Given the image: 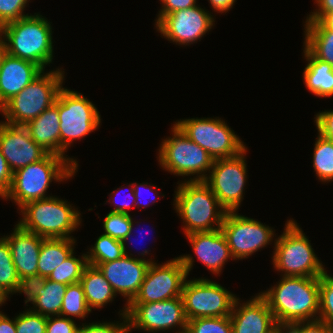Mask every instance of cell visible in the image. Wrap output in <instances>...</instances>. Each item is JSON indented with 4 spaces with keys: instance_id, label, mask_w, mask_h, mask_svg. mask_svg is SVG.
Returning <instances> with one entry per match:
<instances>
[{
    "instance_id": "1",
    "label": "cell",
    "mask_w": 333,
    "mask_h": 333,
    "mask_svg": "<svg viewBox=\"0 0 333 333\" xmlns=\"http://www.w3.org/2000/svg\"><path fill=\"white\" fill-rule=\"evenodd\" d=\"M280 277L277 284L259 292L276 322L294 324L318 320L320 277Z\"/></svg>"
},
{
    "instance_id": "2",
    "label": "cell",
    "mask_w": 333,
    "mask_h": 333,
    "mask_svg": "<svg viewBox=\"0 0 333 333\" xmlns=\"http://www.w3.org/2000/svg\"><path fill=\"white\" fill-rule=\"evenodd\" d=\"M51 23L38 12L2 26L0 38L7 53L31 61L45 70L54 58Z\"/></svg>"
},
{
    "instance_id": "3",
    "label": "cell",
    "mask_w": 333,
    "mask_h": 333,
    "mask_svg": "<svg viewBox=\"0 0 333 333\" xmlns=\"http://www.w3.org/2000/svg\"><path fill=\"white\" fill-rule=\"evenodd\" d=\"M177 184L173 206L183 221L184 234L221 229L227 210L210 187L204 181L186 179Z\"/></svg>"
},
{
    "instance_id": "4",
    "label": "cell",
    "mask_w": 333,
    "mask_h": 333,
    "mask_svg": "<svg viewBox=\"0 0 333 333\" xmlns=\"http://www.w3.org/2000/svg\"><path fill=\"white\" fill-rule=\"evenodd\" d=\"M78 170L64 157L48 153L36 161L13 173L9 191L2 198L18 205L52 197L46 193L52 182H64L74 177Z\"/></svg>"
},
{
    "instance_id": "5",
    "label": "cell",
    "mask_w": 333,
    "mask_h": 333,
    "mask_svg": "<svg viewBox=\"0 0 333 333\" xmlns=\"http://www.w3.org/2000/svg\"><path fill=\"white\" fill-rule=\"evenodd\" d=\"M72 205L57 196L31 201L19 209L17 224L43 238H74L71 233L82 226V215Z\"/></svg>"
},
{
    "instance_id": "6",
    "label": "cell",
    "mask_w": 333,
    "mask_h": 333,
    "mask_svg": "<svg viewBox=\"0 0 333 333\" xmlns=\"http://www.w3.org/2000/svg\"><path fill=\"white\" fill-rule=\"evenodd\" d=\"M292 218L285 223L284 231L275 238L272 264L280 276L320 277L325 265L317 257L308 237Z\"/></svg>"
},
{
    "instance_id": "7",
    "label": "cell",
    "mask_w": 333,
    "mask_h": 333,
    "mask_svg": "<svg viewBox=\"0 0 333 333\" xmlns=\"http://www.w3.org/2000/svg\"><path fill=\"white\" fill-rule=\"evenodd\" d=\"M56 68L45 70L22 91L3 105L4 121L14 125H27L51 107L63 88L65 71Z\"/></svg>"
},
{
    "instance_id": "8",
    "label": "cell",
    "mask_w": 333,
    "mask_h": 333,
    "mask_svg": "<svg viewBox=\"0 0 333 333\" xmlns=\"http://www.w3.org/2000/svg\"><path fill=\"white\" fill-rule=\"evenodd\" d=\"M60 118V156L66 158L76 169L77 159L65 154L76 140L99 129L101 115L96 106L82 93L63 87L58 93Z\"/></svg>"
},
{
    "instance_id": "9",
    "label": "cell",
    "mask_w": 333,
    "mask_h": 333,
    "mask_svg": "<svg viewBox=\"0 0 333 333\" xmlns=\"http://www.w3.org/2000/svg\"><path fill=\"white\" fill-rule=\"evenodd\" d=\"M171 132L172 136L163 139L158 149L160 167L175 176H193L187 181H204L212 168L213 158L189 139L175 123Z\"/></svg>"
},
{
    "instance_id": "10",
    "label": "cell",
    "mask_w": 333,
    "mask_h": 333,
    "mask_svg": "<svg viewBox=\"0 0 333 333\" xmlns=\"http://www.w3.org/2000/svg\"><path fill=\"white\" fill-rule=\"evenodd\" d=\"M193 264L192 254L180 255L162 264L151 263L138 294L130 304L160 302L180 297Z\"/></svg>"
},
{
    "instance_id": "11",
    "label": "cell",
    "mask_w": 333,
    "mask_h": 333,
    "mask_svg": "<svg viewBox=\"0 0 333 333\" xmlns=\"http://www.w3.org/2000/svg\"><path fill=\"white\" fill-rule=\"evenodd\" d=\"M179 129L193 142L216 159L232 158L248 149L227 123L219 118H186L175 121Z\"/></svg>"
},
{
    "instance_id": "12",
    "label": "cell",
    "mask_w": 333,
    "mask_h": 333,
    "mask_svg": "<svg viewBox=\"0 0 333 333\" xmlns=\"http://www.w3.org/2000/svg\"><path fill=\"white\" fill-rule=\"evenodd\" d=\"M187 279L188 277L183 284L181 297L188 320L230 316L236 294L205 277Z\"/></svg>"
},
{
    "instance_id": "13",
    "label": "cell",
    "mask_w": 333,
    "mask_h": 333,
    "mask_svg": "<svg viewBox=\"0 0 333 333\" xmlns=\"http://www.w3.org/2000/svg\"><path fill=\"white\" fill-rule=\"evenodd\" d=\"M221 230L227 240L233 260L249 258L267 245L275 243V229L238 213L228 211ZM274 239V241H273Z\"/></svg>"
},
{
    "instance_id": "14",
    "label": "cell",
    "mask_w": 333,
    "mask_h": 333,
    "mask_svg": "<svg viewBox=\"0 0 333 333\" xmlns=\"http://www.w3.org/2000/svg\"><path fill=\"white\" fill-rule=\"evenodd\" d=\"M247 149L232 158L216 159L204 180L219 203L228 211H238L247 182Z\"/></svg>"
},
{
    "instance_id": "15",
    "label": "cell",
    "mask_w": 333,
    "mask_h": 333,
    "mask_svg": "<svg viewBox=\"0 0 333 333\" xmlns=\"http://www.w3.org/2000/svg\"><path fill=\"white\" fill-rule=\"evenodd\" d=\"M126 315L130 332L138 329L148 333H158L178 327L175 333H181L187 329L188 319L181 296L160 302L129 304Z\"/></svg>"
},
{
    "instance_id": "16",
    "label": "cell",
    "mask_w": 333,
    "mask_h": 333,
    "mask_svg": "<svg viewBox=\"0 0 333 333\" xmlns=\"http://www.w3.org/2000/svg\"><path fill=\"white\" fill-rule=\"evenodd\" d=\"M212 13L200 5L177 10L165 15L157 24L156 30L170 43L189 46L201 41V38L215 26Z\"/></svg>"
},
{
    "instance_id": "17",
    "label": "cell",
    "mask_w": 333,
    "mask_h": 333,
    "mask_svg": "<svg viewBox=\"0 0 333 333\" xmlns=\"http://www.w3.org/2000/svg\"><path fill=\"white\" fill-rule=\"evenodd\" d=\"M0 149L11 171L43 159L48 152L35 143L26 126L0 121Z\"/></svg>"
},
{
    "instance_id": "18",
    "label": "cell",
    "mask_w": 333,
    "mask_h": 333,
    "mask_svg": "<svg viewBox=\"0 0 333 333\" xmlns=\"http://www.w3.org/2000/svg\"><path fill=\"white\" fill-rule=\"evenodd\" d=\"M149 265L147 261L124 255L114 261L98 264L97 267L115 294L125 298V306H128L138 294Z\"/></svg>"
},
{
    "instance_id": "19",
    "label": "cell",
    "mask_w": 333,
    "mask_h": 333,
    "mask_svg": "<svg viewBox=\"0 0 333 333\" xmlns=\"http://www.w3.org/2000/svg\"><path fill=\"white\" fill-rule=\"evenodd\" d=\"M242 302L237 297L230 314L233 333H272L277 322L266 300L257 293Z\"/></svg>"
},
{
    "instance_id": "20",
    "label": "cell",
    "mask_w": 333,
    "mask_h": 333,
    "mask_svg": "<svg viewBox=\"0 0 333 333\" xmlns=\"http://www.w3.org/2000/svg\"><path fill=\"white\" fill-rule=\"evenodd\" d=\"M185 236L191 243L192 250L198 261H201L213 274H221L225 263L230 259L233 260L227 240L221 229L193 232Z\"/></svg>"
},
{
    "instance_id": "21",
    "label": "cell",
    "mask_w": 333,
    "mask_h": 333,
    "mask_svg": "<svg viewBox=\"0 0 333 333\" xmlns=\"http://www.w3.org/2000/svg\"><path fill=\"white\" fill-rule=\"evenodd\" d=\"M8 244L18 278L38 273V260L43 237L15 225L10 235L3 236Z\"/></svg>"
},
{
    "instance_id": "22",
    "label": "cell",
    "mask_w": 333,
    "mask_h": 333,
    "mask_svg": "<svg viewBox=\"0 0 333 333\" xmlns=\"http://www.w3.org/2000/svg\"><path fill=\"white\" fill-rule=\"evenodd\" d=\"M43 71L31 61L6 53L0 67V102L4 105Z\"/></svg>"
},
{
    "instance_id": "23",
    "label": "cell",
    "mask_w": 333,
    "mask_h": 333,
    "mask_svg": "<svg viewBox=\"0 0 333 333\" xmlns=\"http://www.w3.org/2000/svg\"><path fill=\"white\" fill-rule=\"evenodd\" d=\"M32 140L50 154L60 156V118L58 97L55 103L25 125Z\"/></svg>"
},
{
    "instance_id": "24",
    "label": "cell",
    "mask_w": 333,
    "mask_h": 333,
    "mask_svg": "<svg viewBox=\"0 0 333 333\" xmlns=\"http://www.w3.org/2000/svg\"><path fill=\"white\" fill-rule=\"evenodd\" d=\"M303 56L306 59V67L303 72V83L308 91L318 97L333 96V67L320 59H317L304 45Z\"/></svg>"
},
{
    "instance_id": "25",
    "label": "cell",
    "mask_w": 333,
    "mask_h": 333,
    "mask_svg": "<svg viewBox=\"0 0 333 333\" xmlns=\"http://www.w3.org/2000/svg\"><path fill=\"white\" fill-rule=\"evenodd\" d=\"M89 309H102L112 303L116 294L97 266L88 264L80 279Z\"/></svg>"
},
{
    "instance_id": "26",
    "label": "cell",
    "mask_w": 333,
    "mask_h": 333,
    "mask_svg": "<svg viewBox=\"0 0 333 333\" xmlns=\"http://www.w3.org/2000/svg\"><path fill=\"white\" fill-rule=\"evenodd\" d=\"M75 238H44L38 260V274L48 277L75 252Z\"/></svg>"
},
{
    "instance_id": "27",
    "label": "cell",
    "mask_w": 333,
    "mask_h": 333,
    "mask_svg": "<svg viewBox=\"0 0 333 333\" xmlns=\"http://www.w3.org/2000/svg\"><path fill=\"white\" fill-rule=\"evenodd\" d=\"M303 45L317 58L333 67V30L320 21L304 22Z\"/></svg>"
},
{
    "instance_id": "28",
    "label": "cell",
    "mask_w": 333,
    "mask_h": 333,
    "mask_svg": "<svg viewBox=\"0 0 333 333\" xmlns=\"http://www.w3.org/2000/svg\"><path fill=\"white\" fill-rule=\"evenodd\" d=\"M66 284L47 279L45 286L38 292L37 298L32 302L31 310L43 316L60 315Z\"/></svg>"
},
{
    "instance_id": "29",
    "label": "cell",
    "mask_w": 333,
    "mask_h": 333,
    "mask_svg": "<svg viewBox=\"0 0 333 333\" xmlns=\"http://www.w3.org/2000/svg\"><path fill=\"white\" fill-rule=\"evenodd\" d=\"M317 134L312 162L316 177L325 184L333 181V141Z\"/></svg>"
},
{
    "instance_id": "30",
    "label": "cell",
    "mask_w": 333,
    "mask_h": 333,
    "mask_svg": "<svg viewBox=\"0 0 333 333\" xmlns=\"http://www.w3.org/2000/svg\"><path fill=\"white\" fill-rule=\"evenodd\" d=\"M19 278L12 260L11 251L7 240L0 238V293L8 298L17 293L19 288ZM10 295V296H9Z\"/></svg>"
},
{
    "instance_id": "31",
    "label": "cell",
    "mask_w": 333,
    "mask_h": 333,
    "mask_svg": "<svg viewBox=\"0 0 333 333\" xmlns=\"http://www.w3.org/2000/svg\"><path fill=\"white\" fill-rule=\"evenodd\" d=\"M90 251V252H89ZM86 252L88 264L97 266L101 263L114 261L125 255L122 241L101 234L95 244Z\"/></svg>"
},
{
    "instance_id": "32",
    "label": "cell",
    "mask_w": 333,
    "mask_h": 333,
    "mask_svg": "<svg viewBox=\"0 0 333 333\" xmlns=\"http://www.w3.org/2000/svg\"><path fill=\"white\" fill-rule=\"evenodd\" d=\"M73 252L61 265L55 268L47 279L61 283L74 284L80 282L84 269L88 265L86 253L76 257Z\"/></svg>"
},
{
    "instance_id": "33",
    "label": "cell",
    "mask_w": 333,
    "mask_h": 333,
    "mask_svg": "<svg viewBox=\"0 0 333 333\" xmlns=\"http://www.w3.org/2000/svg\"><path fill=\"white\" fill-rule=\"evenodd\" d=\"M90 313L92 311L88 307L82 284L80 282L69 284L63 297L60 315L85 320L84 318H87Z\"/></svg>"
},
{
    "instance_id": "34",
    "label": "cell",
    "mask_w": 333,
    "mask_h": 333,
    "mask_svg": "<svg viewBox=\"0 0 333 333\" xmlns=\"http://www.w3.org/2000/svg\"><path fill=\"white\" fill-rule=\"evenodd\" d=\"M103 229L104 235L110 236L118 241H123L124 238L133 232L134 223L138 225V221H134L130 214L109 212L104 218Z\"/></svg>"
},
{
    "instance_id": "35",
    "label": "cell",
    "mask_w": 333,
    "mask_h": 333,
    "mask_svg": "<svg viewBox=\"0 0 333 333\" xmlns=\"http://www.w3.org/2000/svg\"><path fill=\"white\" fill-rule=\"evenodd\" d=\"M319 297L318 320L333 329V276L327 271L320 276Z\"/></svg>"
},
{
    "instance_id": "36",
    "label": "cell",
    "mask_w": 333,
    "mask_h": 333,
    "mask_svg": "<svg viewBox=\"0 0 333 333\" xmlns=\"http://www.w3.org/2000/svg\"><path fill=\"white\" fill-rule=\"evenodd\" d=\"M188 333H233L230 316L201 317L188 320Z\"/></svg>"
},
{
    "instance_id": "37",
    "label": "cell",
    "mask_w": 333,
    "mask_h": 333,
    "mask_svg": "<svg viewBox=\"0 0 333 333\" xmlns=\"http://www.w3.org/2000/svg\"><path fill=\"white\" fill-rule=\"evenodd\" d=\"M127 306H124L123 309L119 311V317L121 321L114 322H92V323H82L79 326L78 333H130L129 322L126 315ZM121 322V323H120Z\"/></svg>"
},
{
    "instance_id": "38",
    "label": "cell",
    "mask_w": 333,
    "mask_h": 333,
    "mask_svg": "<svg viewBox=\"0 0 333 333\" xmlns=\"http://www.w3.org/2000/svg\"><path fill=\"white\" fill-rule=\"evenodd\" d=\"M15 326L16 333H46L47 317L29 307L15 316Z\"/></svg>"
},
{
    "instance_id": "39",
    "label": "cell",
    "mask_w": 333,
    "mask_h": 333,
    "mask_svg": "<svg viewBox=\"0 0 333 333\" xmlns=\"http://www.w3.org/2000/svg\"><path fill=\"white\" fill-rule=\"evenodd\" d=\"M30 0H0V28L10 22L28 16L24 12Z\"/></svg>"
},
{
    "instance_id": "40",
    "label": "cell",
    "mask_w": 333,
    "mask_h": 333,
    "mask_svg": "<svg viewBox=\"0 0 333 333\" xmlns=\"http://www.w3.org/2000/svg\"><path fill=\"white\" fill-rule=\"evenodd\" d=\"M46 280L47 277L38 273L20 278L17 293H23L26 296V300H24L25 306H28L29 302H34L38 292L45 286Z\"/></svg>"
},
{
    "instance_id": "41",
    "label": "cell",
    "mask_w": 333,
    "mask_h": 333,
    "mask_svg": "<svg viewBox=\"0 0 333 333\" xmlns=\"http://www.w3.org/2000/svg\"><path fill=\"white\" fill-rule=\"evenodd\" d=\"M79 326L73 318L61 315L47 317L46 333H78Z\"/></svg>"
},
{
    "instance_id": "42",
    "label": "cell",
    "mask_w": 333,
    "mask_h": 333,
    "mask_svg": "<svg viewBox=\"0 0 333 333\" xmlns=\"http://www.w3.org/2000/svg\"><path fill=\"white\" fill-rule=\"evenodd\" d=\"M314 119L317 132L324 138L333 141V110L320 111Z\"/></svg>"
},
{
    "instance_id": "43",
    "label": "cell",
    "mask_w": 333,
    "mask_h": 333,
    "mask_svg": "<svg viewBox=\"0 0 333 333\" xmlns=\"http://www.w3.org/2000/svg\"><path fill=\"white\" fill-rule=\"evenodd\" d=\"M161 9L157 15L155 25L167 14L173 13L177 10L188 9L198 5L197 0H159Z\"/></svg>"
},
{
    "instance_id": "44",
    "label": "cell",
    "mask_w": 333,
    "mask_h": 333,
    "mask_svg": "<svg viewBox=\"0 0 333 333\" xmlns=\"http://www.w3.org/2000/svg\"><path fill=\"white\" fill-rule=\"evenodd\" d=\"M128 186H130L129 187L130 189H128V190H130L129 194L131 196V198H129V199H131L132 202H131V200H130V203H128L127 201H124L122 199L121 200L120 199L116 200L117 197L113 196V195H117L118 192L120 191V189L125 188V186L124 187L121 186V187L117 188L116 190L112 191L109 195V197H110L108 199L109 201L108 200L106 201L109 204L113 203L112 205L114 206V208H113V210H111V212H119V213L130 214L129 211H131V206L135 207L136 198H135V194H134V190H133V185H132V183H130V184L128 183Z\"/></svg>"
},
{
    "instance_id": "45",
    "label": "cell",
    "mask_w": 333,
    "mask_h": 333,
    "mask_svg": "<svg viewBox=\"0 0 333 333\" xmlns=\"http://www.w3.org/2000/svg\"><path fill=\"white\" fill-rule=\"evenodd\" d=\"M132 185H133V190H134V194H135V198H136V200H135V208H141V209H143L145 207H149L150 206V204L148 202L149 200L147 202H144L141 199V196L143 194L142 191H141L142 189H144L143 192L147 191L146 192L147 194L151 193V192H155V196H158L159 198H162L160 196V195H162V193H159V192L156 191V190H159L158 188L156 189V187H157L156 185H153L151 183L148 185V182H146V183L145 182H142V183L133 182ZM156 199H157V197L152 198V200H151L152 203L151 202L150 203L154 204L156 202Z\"/></svg>"
},
{
    "instance_id": "46",
    "label": "cell",
    "mask_w": 333,
    "mask_h": 333,
    "mask_svg": "<svg viewBox=\"0 0 333 333\" xmlns=\"http://www.w3.org/2000/svg\"><path fill=\"white\" fill-rule=\"evenodd\" d=\"M13 172L11 171L5 157L2 155L0 149V198L5 196L9 191L12 183Z\"/></svg>"
},
{
    "instance_id": "47",
    "label": "cell",
    "mask_w": 333,
    "mask_h": 333,
    "mask_svg": "<svg viewBox=\"0 0 333 333\" xmlns=\"http://www.w3.org/2000/svg\"><path fill=\"white\" fill-rule=\"evenodd\" d=\"M298 333H333V329L320 320L298 322Z\"/></svg>"
},
{
    "instance_id": "48",
    "label": "cell",
    "mask_w": 333,
    "mask_h": 333,
    "mask_svg": "<svg viewBox=\"0 0 333 333\" xmlns=\"http://www.w3.org/2000/svg\"><path fill=\"white\" fill-rule=\"evenodd\" d=\"M316 9L307 15L305 21H319L325 14L333 12V0H314Z\"/></svg>"
},
{
    "instance_id": "49",
    "label": "cell",
    "mask_w": 333,
    "mask_h": 333,
    "mask_svg": "<svg viewBox=\"0 0 333 333\" xmlns=\"http://www.w3.org/2000/svg\"><path fill=\"white\" fill-rule=\"evenodd\" d=\"M236 0H208L211 8L214 12L217 13H227L233 8Z\"/></svg>"
},
{
    "instance_id": "50",
    "label": "cell",
    "mask_w": 333,
    "mask_h": 333,
    "mask_svg": "<svg viewBox=\"0 0 333 333\" xmlns=\"http://www.w3.org/2000/svg\"><path fill=\"white\" fill-rule=\"evenodd\" d=\"M0 333H16L15 317L9 316L0 311Z\"/></svg>"
},
{
    "instance_id": "51",
    "label": "cell",
    "mask_w": 333,
    "mask_h": 333,
    "mask_svg": "<svg viewBox=\"0 0 333 333\" xmlns=\"http://www.w3.org/2000/svg\"><path fill=\"white\" fill-rule=\"evenodd\" d=\"M137 231V230H136ZM141 234L143 233L142 231L140 232ZM132 232H130L125 238H124V240L122 241V243H123V247H124V253H125V255H127V256H130V257H133V258H138V259H142V260H144V261H147V262H149L150 264L151 263H154L155 262V260L153 259L152 260V258L151 259H146V258H143V257H146V255L148 256L149 254H150V251L151 250H148V249H145V250H143V251H141V252H139L138 253V255H140L141 257L139 258L138 256L136 257H134V255L132 254V253H130V250H128L127 248H129V243L131 244V236H132ZM129 242V243H128Z\"/></svg>"
},
{
    "instance_id": "52",
    "label": "cell",
    "mask_w": 333,
    "mask_h": 333,
    "mask_svg": "<svg viewBox=\"0 0 333 333\" xmlns=\"http://www.w3.org/2000/svg\"><path fill=\"white\" fill-rule=\"evenodd\" d=\"M272 333H298V323H294V324L277 323L273 327Z\"/></svg>"
},
{
    "instance_id": "53",
    "label": "cell",
    "mask_w": 333,
    "mask_h": 333,
    "mask_svg": "<svg viewBox=\"0 0 333 333\" xmlns=\"http://www.w3.org/2000/svg\"><path fill=\"white\" fill-rule=\"evenodd\" d=\"M327 29L333 30V12L325 14L319 20Z\"/></svg>"
},
{
    "instance_id": "54",
    "label": "cell",
    "mask_w": 333,
    "mask_h": 333,
    "mask_svg": "<svg viewBox=\"0 0 333 333\" xmlns=\"http://www.w3.org/2000/svg\"><path fill=\"white\" fill-rule=\"evenodd\" d=\"M6 53H7V51H6L5 44H4L3 40L0 38V67H1L2 60H3L4 56L6 55Z\"/></svg>"
},
{
    "instance_id": "55",
    "label": "cell",
    "mask_w": 333,
    "mask_h": 333,
    "mask_svg": "<svg viewBox=\"0 0 333 333\" xmlns=\"http://www.w3.org/2000/svg\"><path fill=\"white\" fill-rule=\"evenodd\" d=\"M7 300L1 295L0 293V307L3 306V304L6 302Z\"/></svg>"
},
{
    "instance_id": "56",
    "label": "cell",
    "mask_w": 333,
    "mask_h": 333,
    "mask_svg": "<svg viewBox=\"0 0 333 333\" xmlns=\"http://www.w3.org/2000/svg\"><path fill=\"white\" fill-rule=\"evenodd\" d=\"M0 114L3 116V104L0 102Z\"/></svg>"
}]
</instances>
